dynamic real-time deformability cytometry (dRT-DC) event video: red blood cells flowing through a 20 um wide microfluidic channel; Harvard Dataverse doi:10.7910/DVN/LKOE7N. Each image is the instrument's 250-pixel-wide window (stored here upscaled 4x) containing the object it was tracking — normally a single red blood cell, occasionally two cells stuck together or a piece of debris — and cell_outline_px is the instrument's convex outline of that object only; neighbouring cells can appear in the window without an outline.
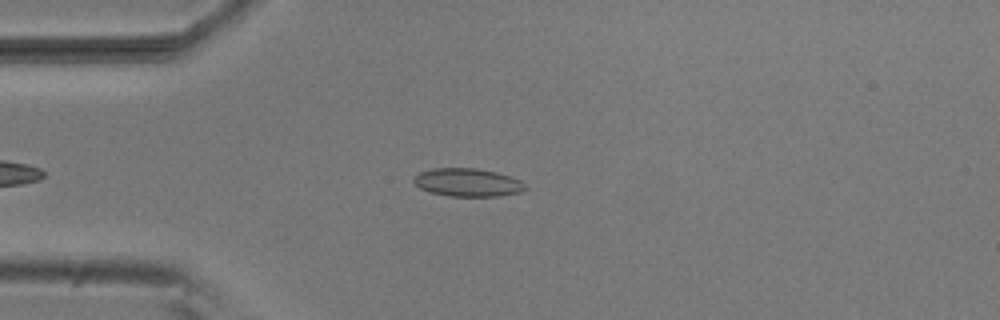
{"species": "common noctule bat (a hibernating species)", "species_latin": "Nyctalus noctula", "temperature_condition": "room temperature", "stored_images_in_passage": 34, "camera_frame_rate_fps": 3000, "um_per_image_px": 0.085, "animal": {"sex": "male", "body_mass_g": 20.5, "forearm_length_mm": 52.5}, "frame": {"image": 1, "passage_image": 5, "time_ms": 1.333, "image_size_px": [1000, 320], "cell_outline_px": [[528, 188], [520, 192], [496, 196], [448, 196], [432, 192], [420, 188], [412, 180], [420, 172], [432, 168], [476, 168], [496, 172], [520, 180]], "centroid_in_image_um": [39.75, 15.5], "position_along_channel_um": 45.3, "area_um2": 18.09}}
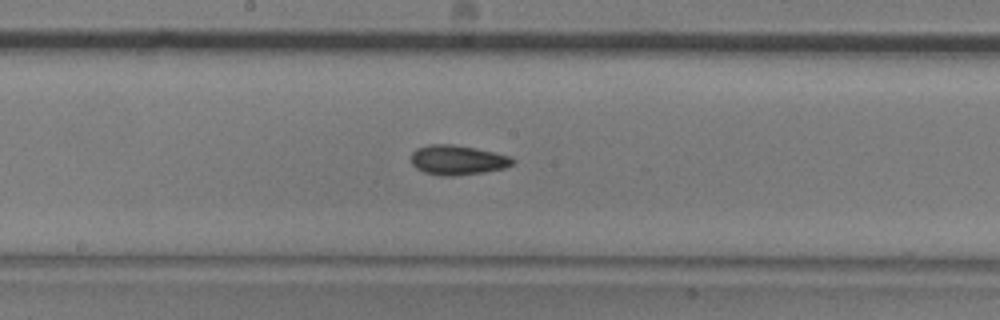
{"frame": {"image": 2, "passage_image": 19, "time_ms": 6.0, "image_size_px": [1000, 320], "cell_outline_px": [[516, 160], [512, 164], [504, 168], [484, 172], [452, 176], [444, 176], [424, 172], [416, 168], [412, 164], [412, 152], [416, 148], [428, 144], [452, 144], [476, 148], [508, 156]], "centroid_in_image_um": [38.86, 13.59], "position_along_channel_um": 209.3, "area_um2": 17.46}}
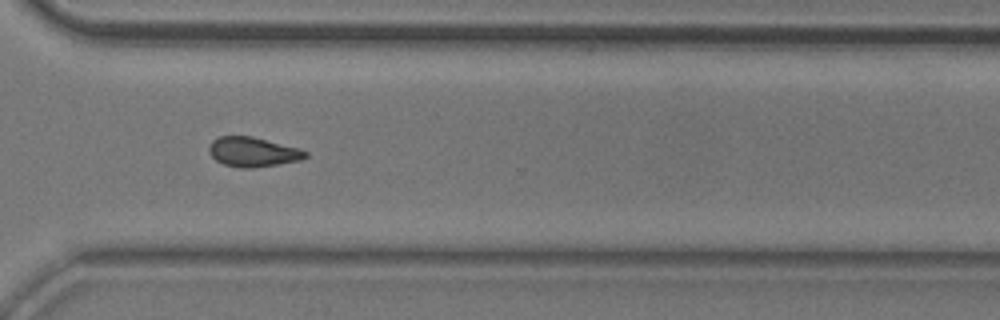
{"frame": {"image": 3, "passage_image": 30, "time_ms": 9.667, "image_size_px": [1000, 320], "cell_outline_px": [[308, 156], [300, 160], [252, 168], [240, 168], [224, 164], [216, 160], [208, 152], [208, 148], [212, 140], [220, 136], [252, 136], [300, 148], [308, 152]], "centroid_in_image_um": [21.49, 12.91], "position_along_channel_um": 349.1, "area_um2": 16.65}, "authors_computed_cell_mechanics": {"area_um2": 17.1088, "velocity_mm_per_s": 3.8267, "shape_relaxation_time_tau1_ms": 10.9922, "shape_relaxation_time_tau2_ms": 7.7887, "deformation_change_tau1": 0.1487, "deformation_change_tau2": 0.1045}}